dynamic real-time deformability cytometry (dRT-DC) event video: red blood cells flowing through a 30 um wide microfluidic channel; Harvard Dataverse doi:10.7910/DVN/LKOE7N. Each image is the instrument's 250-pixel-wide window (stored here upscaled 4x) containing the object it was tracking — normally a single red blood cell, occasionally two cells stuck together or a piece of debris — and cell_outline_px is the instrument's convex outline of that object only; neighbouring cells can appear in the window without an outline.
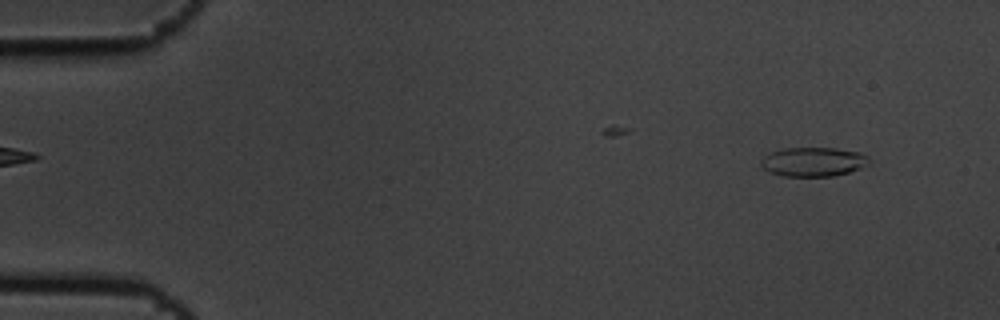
{"species": "common noctule bat (a hibernating species)", "species_latin": "Nyctalus noctula", "temperature_condition": "cold", "stored_images_in_passage": 5, "camera_frame_rate_fps": 3000, "um_per_image_px": 0.085, "animal": {"sex": "male", "body_mass_g": 19.5, "forearm_length_mm": 54.6}, "frame": {"image": 1, "passage_image": 2, "time_ms": 0.333, "image_size_px": [1000, 320], "cell_outline_px": [[868, 164], [860, 168], [848, 172], [832, 176], [784, 176], [772, 172], [764, 168], [760, 164], [760, 160], [764, 156], [772, 152], [784, 148], [836, 148], [860, 152], [868, 156]], "centroid_in_image_um": [69.13, 13.74], "position_along_channel_um": 15.9, "area_um2": 18.21}}